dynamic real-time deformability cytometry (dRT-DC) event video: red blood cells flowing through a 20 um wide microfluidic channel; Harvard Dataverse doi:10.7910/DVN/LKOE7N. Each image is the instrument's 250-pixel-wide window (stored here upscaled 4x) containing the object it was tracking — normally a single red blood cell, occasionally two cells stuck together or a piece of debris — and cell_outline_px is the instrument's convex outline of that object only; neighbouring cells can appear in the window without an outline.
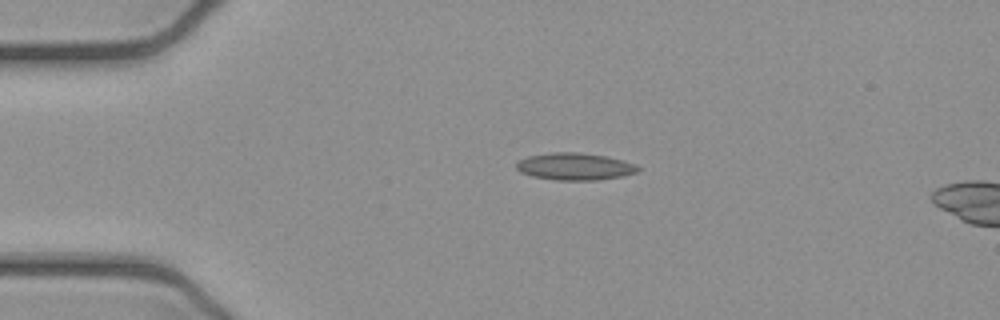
{"species": "common noctule bat (a hibernating species)", "species_latin": "Nyctalus noctula", "temperature_condition": "cold", "stored_images_in_passage": 14, "camera_frame_rate_fps": 3000, "um_per_image_px": 0.085, "animal": {"sex": "female", "body_mass_g": 21.9}, "frame": {"image": 1, "passage_image": 10, "time_ms": 3.0, "image_size_px": [1000, 320], "cell_outline_px": [[640, 168], [636, 172], [624, 176], [596, 180], [556, 180], [532, 176], [520, 172], [516, 168], [516, 164], [520, 160], [528, 156], [552, 152], [580, 152], [608, 156], [636, 164]], "centroid_in_image_um": [48.87, 14.15], "position_along_channel_um": 36.1, "area_um2": 19.31}}